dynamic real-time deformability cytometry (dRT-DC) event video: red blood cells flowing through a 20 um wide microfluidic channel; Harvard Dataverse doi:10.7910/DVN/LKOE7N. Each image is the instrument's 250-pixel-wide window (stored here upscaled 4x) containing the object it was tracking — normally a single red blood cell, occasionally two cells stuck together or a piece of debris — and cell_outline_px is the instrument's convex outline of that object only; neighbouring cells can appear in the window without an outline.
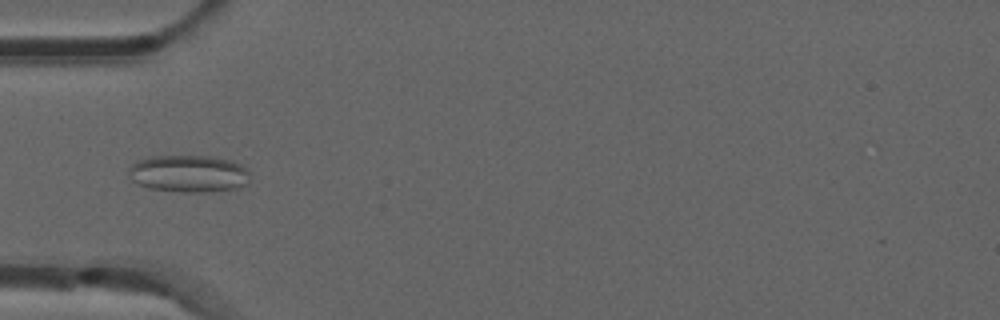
{"species": "common noctule bat (a hibernating species)", "species_latin": "Nyctalus noctula", "temperature_condition": "room temperature", "stored_images_in_passage": 37, "camera_frame_rate_fps": 3000, "um_per_image_px": 0.085, "animal": {"sex": "male", "forearm_length_mm": 52.5}, "frame": {"image": 1, "passage_image": 1, "time_ms": 0.0, "image_size_px": [1000, 320], "cell_outline_px": [[248, 184], [236, 188], [208, 192], [184, 192], [148, 188], [136, 184], [132, 180], [128, 168], [136, 160], [152, 156], [212, 156], [232, 160], [248, 168]], "centroid_in_image_um": [16.04, 14.75], "position_along_channel_um": 69.0, "area_um2": 26.53}}
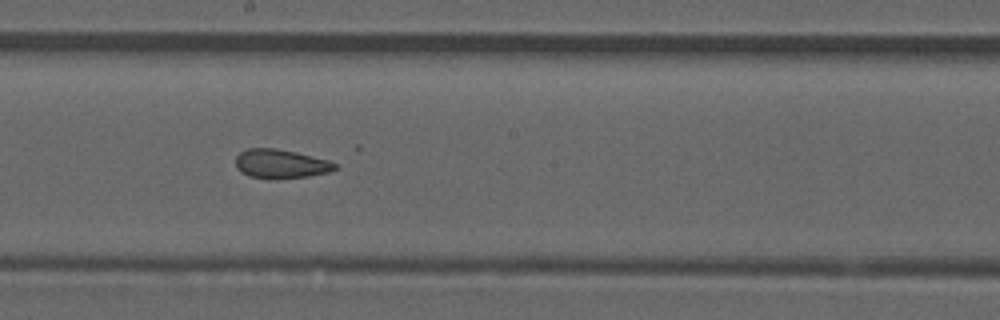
{"frame": {"image": 2, "passage_image": 13, "time_ms": 4.0, "image_size_px": [1000, 320], "cell_outline_px": [[336, 168], [328, 172], [308, 176], [272, 180], [248, 176], [240, 172], [236, 168], [236, 156], [240, 152], [248, 148], [276, 148], [296, 152], [328, 160], [336, 164]], "centroid_in_image_um": [23.81, 13.94], "position_along_channel_um": 224.4, "area_um2": 16.94}}
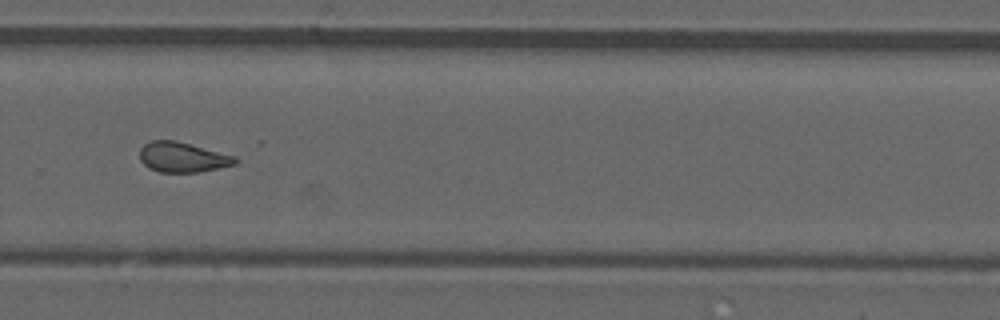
{"frame": {"image": 3, "passage_image": 20, "time_ms": 6.333, "image_size_px": [1000, 320], "cell_outline_px": [[236, 164], [200, 172], [160, 172], [148, 168], [140, 160], [140, 148], [144, 144], [152, 140], [176, 140], [236, 156]], "centroid_in_image_um": [15.5, 13.36], "position_along_channel_um": 314.3, "area_um2": 16.76}, "authors_computed_cell_mechanics": {"area_um2": 16.9354, "velocity_mm_per_s": 3.8722, "shape_relaxation_time_tau1_ms": null, "shape_relaxation_time_tau2_ms": 1.6455, "deformation_change_tau1": null, "deformation_change_tau2": 0.0744}}